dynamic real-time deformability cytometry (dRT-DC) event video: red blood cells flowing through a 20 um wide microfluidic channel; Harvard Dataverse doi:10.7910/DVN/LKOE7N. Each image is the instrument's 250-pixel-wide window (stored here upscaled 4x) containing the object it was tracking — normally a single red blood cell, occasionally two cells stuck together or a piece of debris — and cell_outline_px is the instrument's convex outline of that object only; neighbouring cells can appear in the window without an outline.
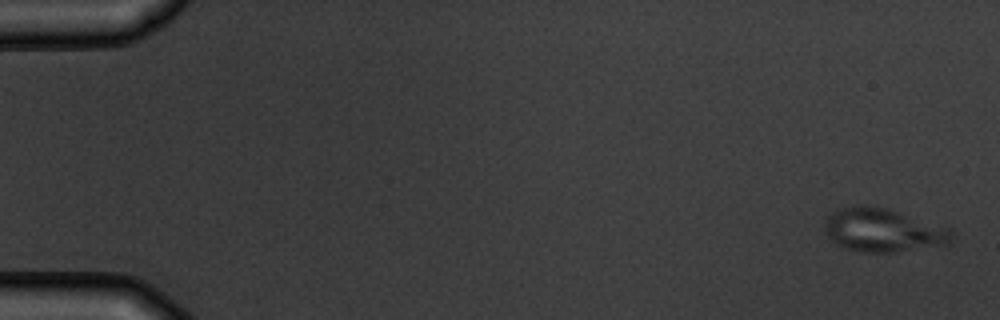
{"species": "common noctule bat (a hibernating species)", "species_latin": "Nyctalus noctula", "temperature_condition": "warm", "stored_images_in_passage": 9, "camera_frame_rate_fps": 3000, "um_per_image_px": 0.085, "animal": {"sex": "male", "body_mass_g": 19.5, "forearm_length_mm": 54.6}, "frame": {"image": 1, "passage_image": 1, "time_ms": 0.0, "image_size_px": [1000, 320], "cell_outline_px": [[952, 236], [948, 244], [896, 252], [860, 252], [844, 248], [836, 244], [824, 232], [824, 224], [828, 216], [832, 212], [840, 208], [856, 204], [864, 204], [888, 208], [948, 228], [952, 232]], "centroid_in_image_um": [74.99, 19.56], "position_along_channel_um": 10.0, "area_um2": 32.25}}